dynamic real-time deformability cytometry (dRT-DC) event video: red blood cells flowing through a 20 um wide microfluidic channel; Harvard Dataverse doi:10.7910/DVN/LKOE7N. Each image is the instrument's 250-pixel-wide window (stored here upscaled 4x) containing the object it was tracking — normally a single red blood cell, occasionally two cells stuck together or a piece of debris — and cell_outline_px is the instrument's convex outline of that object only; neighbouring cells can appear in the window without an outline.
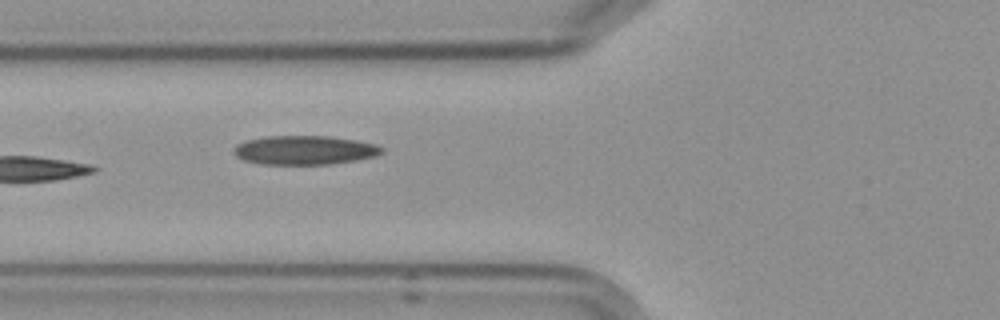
{"species": "Egyptian fruit bat (a non-hibernating species)", "species_latin": "Rousettus aegyptiacus", "temperature_condition": "cold", "stored_images_in_passage": 5, "camera_frame_rate_fps": 3000, "um_per_image_px": 0.085, "frame": {"image": 1, "passage_image": 5, "time_ms": 5.667, "image_size_px": [1000, 320], "cell_outline_px": [[384, 152], [372, 156], [352, 160], [328, 164], [264, 164], [244, 160], [236, 156], [232, 152], [236, 144], [248, 140], [268, 136], [328, 136], [356, 140], [376, 144], [384, 148]], "centroid_in_image_um": [25.86, 12.75], "position_along_channel_um": 99.9, "area_um2": 24.74}}